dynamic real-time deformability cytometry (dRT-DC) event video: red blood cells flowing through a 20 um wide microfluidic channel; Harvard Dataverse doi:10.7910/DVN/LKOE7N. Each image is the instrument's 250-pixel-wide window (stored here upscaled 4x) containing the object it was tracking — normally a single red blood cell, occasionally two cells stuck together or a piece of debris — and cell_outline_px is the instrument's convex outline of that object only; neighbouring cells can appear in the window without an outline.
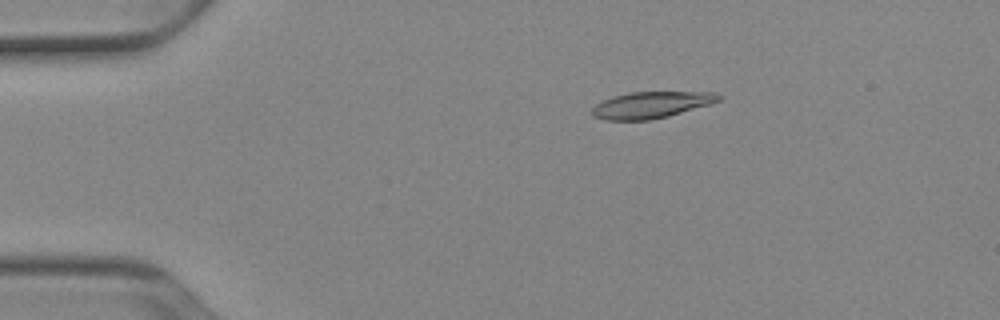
{"species": "Egyptian fruit bat (a non-hibernating species)", "species_latin": "Rousettus aegyptiacus", "temperature_condition": "cold", "stored_images_in_passage": 52, "camera_frame_rate_fps": 3000, "um_per_image_px": 0.085, "animal": {"sex": "female"}, "frame": {"image": 1, "passage_image": 10, "time_ms": 3.0, "image_size_px": [1000, 320], "cell_outline_px": [[724, 96], [720, 100], [708, 104], [668, 116], [648, 120], [604, 120], [592, 116], [592, 108], [596, 104], [604, 100], [628, 92], [716, 92]], "centroid_in_image_um": [55.35, 8.91], "position_along_channel_um": 29.7, "area_um2": 19.36}}
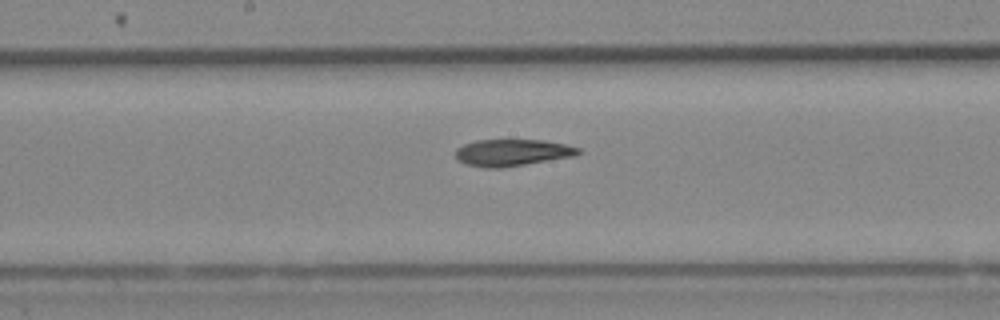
{"frame": {"image": 2, "passage_image": 28, "time_ms": 9.0, "image_size_px": [1000, 320], "cell_outline_px": [[580, 152], [576, 156], [500, 168], [484, 168], [464, 164], [456, 156], [456, 148], [464, 144], [476, 140], [544, 140], [564, 144], [580, 148]], "centroid_in_image_um": [43.53, 12.97], "position_along_channel_um": 204.7, "area_um2": 19.13}}
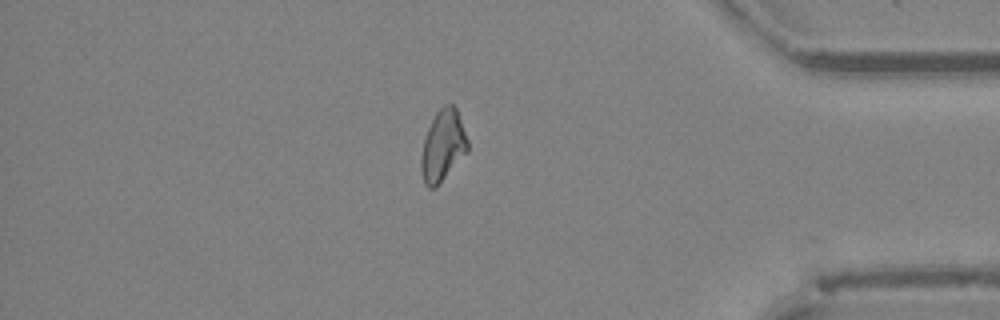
{"frame": {"image": 3, "passage_image": 45, "time_ms": 14.667, "image_size_px": [1000, 320], "cell_outline_px": [[468, 152], [436, 188], [428, 188], [424, 184], [420, 168], [420, 160], [424, 140], [428, 128], [436, 112], [444, 104], [452, 104], [456, 108], [468, 140]], "centroid_in_image_um": [37.64, 12.42], "position_along_channel_um": 397.6, "area_um2": 19.42}, "authors_computed_cell_mechanics": {"area_um2": 19.5653, "velocity_mm_per_s": 3.9069, "shape_relaxation_time_tau1_ms": null, "shape_relaxation_time_tau2_ms": 6.8168, "deformation_change_tau1": null, "deformation_change_tau2": 0.1432}}